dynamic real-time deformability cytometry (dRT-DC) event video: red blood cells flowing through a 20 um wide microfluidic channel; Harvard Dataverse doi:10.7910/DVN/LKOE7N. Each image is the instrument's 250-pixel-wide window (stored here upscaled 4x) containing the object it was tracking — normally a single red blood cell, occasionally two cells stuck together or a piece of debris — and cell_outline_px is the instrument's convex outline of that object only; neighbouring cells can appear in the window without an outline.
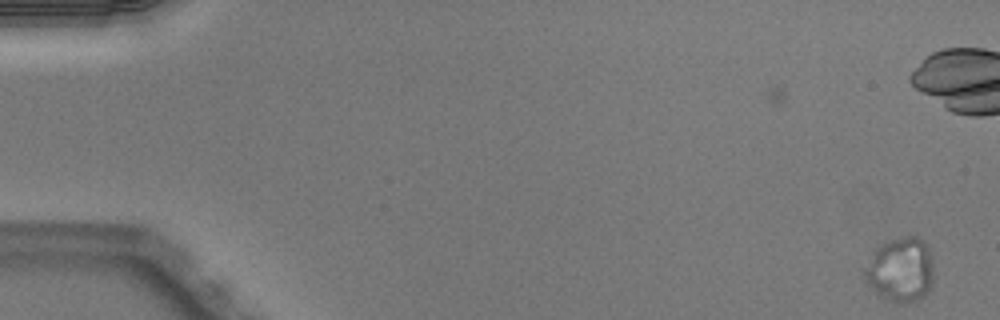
{"species": "Egyptian fruit bat (a non-hibernating species)", "species_latin": "Rousettus aegyptiacus", "temperature_condition": "warm", "stored_images_in_passage": 5, "camera_frame_rate_fps": 3000, "um_per_image_px": 0.085, "animal": {"sex": "male"}, "frame": {"image": 1, "passage_image": 5, "time_ms": 1.333, "image_size_px": [1000, 320], "cell_outline_px": [[932, 288], [924, 296], [916, 300], [904, 304], [896, 304], [884, 300], [864, 280], [860, 268], [872, 248], [876, 244], [884, 240], [904, 236], [916, 236], [928, 248], [932, 260]], "centroid_in_image_um": [76.43, 22.92], "position_along_channel_um": 8.6, "area_um2": 27.22}}